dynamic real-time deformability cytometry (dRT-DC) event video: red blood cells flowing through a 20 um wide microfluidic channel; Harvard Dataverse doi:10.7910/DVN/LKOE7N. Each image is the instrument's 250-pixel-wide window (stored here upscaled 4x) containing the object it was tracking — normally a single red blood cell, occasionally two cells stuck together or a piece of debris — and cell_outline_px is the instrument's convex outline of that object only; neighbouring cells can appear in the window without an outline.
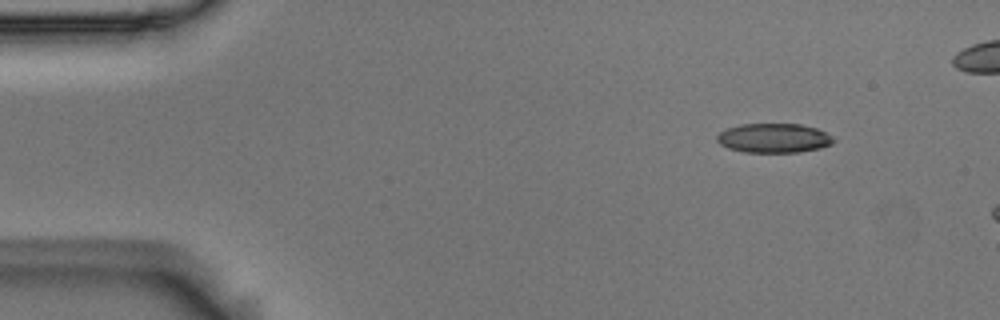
{"species": "Egyptian fruit bat (a non-hibernating species)", "species_latin": "Rousettus aegyptiacus", "temperature_condition": "room temperature", "stored_images_in_passage": 12, "camera_frame_rate_fps": 3000, "um_per_image_px": 0.085, "animal": {"sex": "male"}, "frame": {"image": 1, "passage_image": 6, "time_ms": 1.667, "image_size_px": [1000, 320], "cell_outline_px": [[836, 140], [832, 144], [820, 148], [800, 152], [744, 152], [728, 148], [720, 144], [716, 140], [716, 136], [720, 132], [728, 128], [740, 124], [800, 124], [816, 128], [832, 136]], "centroid_in_image_um": [65.77, 11.74], "position_along_channel_um": 19.2, "area_um2": 19.94}}